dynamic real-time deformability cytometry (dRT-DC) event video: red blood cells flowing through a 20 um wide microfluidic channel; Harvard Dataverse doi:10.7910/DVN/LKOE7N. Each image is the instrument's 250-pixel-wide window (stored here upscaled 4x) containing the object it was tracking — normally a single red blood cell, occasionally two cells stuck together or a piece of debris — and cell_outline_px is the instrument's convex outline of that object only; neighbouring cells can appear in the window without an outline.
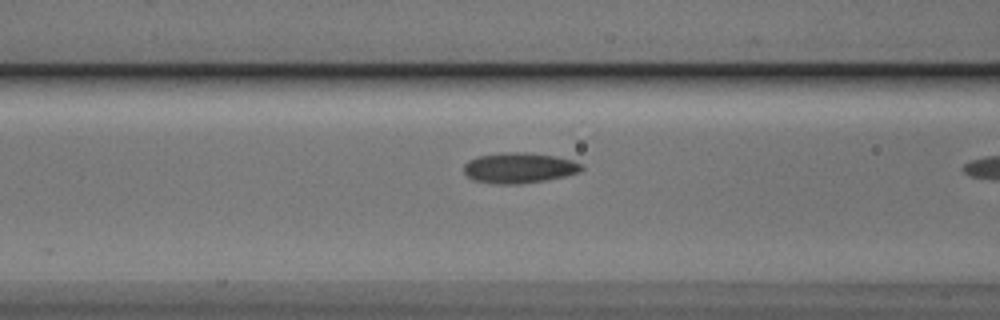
{"species": "Egyptian fruit bat (a non-hibernating species)", "species_latin": "Rousettus aegyptiacus", "temperature_condition": "cold", "stored_images_in_passage": 11, "camera_frame_rate_fps": 3000, "um_per_image_px": 0.085, "animal": {"sex": "male"}, "frame": {"image": 1, "passage_image": 10, "time_ms": 3.0, "image_size_px": [1000, 320], "cell_outline_px": [[584, 168], [580, 172], [564, 176], [544, 180], [516, 184], [500, 184], [472, 180], [464, 172], [464, 164], [468, 160], [476, 156], [500, 152], [524, 152], [556, 156], [572, 160], [580, 164]], "centroid_in_image_um": [44.09, 14.25], "position_along_channel_um": 122.5, "area_um2": 20.92}}